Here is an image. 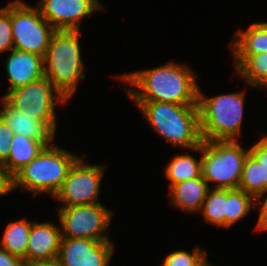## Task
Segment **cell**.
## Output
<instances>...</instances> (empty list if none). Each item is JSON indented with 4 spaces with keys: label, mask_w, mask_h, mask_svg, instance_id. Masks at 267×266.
<instances>
[{
    "label": "cell",
    "mask_w": 267,
    "mask_h": 266,
    "mask_svg": "<svg viewBox=\"0 0 267 266\" xmlns=\"http://www.w3.org/2000/svg\"><path fill=\"white\" fill-rule=\"evenodd\" d=\"M116 78L134 86L133 90L123 89L133 102L198 105L199 87L194 72L187 65L169 62L152 69L134 71Z\"/></svg>",
    "instance_id": "1"
},
{
    "label": "cell",
    "mask_w": 267,
    "mask_h": 266,
    "mask_svg": "<svg viewBox=\"0 0 267 266\" xmlns=\"http://www.w3.org/2000/svg\"><path fill=\"white\" fill-rule=\"evenodd\" d=\"M153 130L172 146L190 149L202 143L198 105L135 102Z\"/></svg>",
    "instance_id": "2"
},
{
    "label": "cell",
    "mask_w": 267,
    "mask_h": 266,
    "mask_svg": "<svg viewBox=\"0 0 267 266\" xmlns=\"http://www.w3.org/2000/svg\"><path fill=\"white\" fill-rule=\"evenodd\" d=\"M78 158L77 155L50 144L9 180V192L21 188L33 192V197L50 192L49 195L54 198Z\"/></svg>",
    "instance_id": "3"
},
{
    "label": "cell",
    "mask_w": 267,
    "mask_h": 266,
    "mask_svg": "<svg viewBox=\"0 0 267 266\" xmlns=\"http://www.w3.org/2000/svg\"><path fill=\"white\" fill-rule=\"evenodd\" d=\"M79 31H56L43 56L44 76L68 100L84 80Z\"/></svg>",
    "instance_id": "4"
},
{
    "label": "cell",
    "mask_w": 267,
    "mask_h": 266,
    "mask_svg": "<svg viewBox=\"0 0 267 266\" xmlns=\"http://www.w3.org/2000/svg\"><path fill=\"white\" fill-rule=\"evenodd\" d=\"M243 92L206 98L198 89V109L202 141H237L244 113Z\"/></svg>",
    "instance_id": "5"
},
{
    "label": "cell",
    "mask_w": 267,
    "mask_h": 266,
    "mask_svg": "<svg viewBox=\"0 0 267 266\" xmlns=\"http://www.w3.org/2000/svg\"><path fill=\"white\" fill-rule=\"evenodd\" d=\"M239 141H202L193 152L200 153L202 178L208 183L215 182L214 189L239 188L242 171L249 149Z\"/></svg>",
    "instance_id": "6"
},
{
    "label": "cell",
    "mask_w": 267,
    "mask_h": 266,
    "mask_svg": "<svg viewBox=\"0 0 267 266\" xmlns=\"http://www.w3.org/2000/svg\"><path fill=\"white\" fill-rule=\"evenodd\" d=\"M3 98L31 119L43 121L54 133L56 103L67 101L45 76L9 91Z\"/></svg>",
    "instance_id": "7"
},
{
    "label": "cell",
    "mask_w": 267,
    "mask_h": 266,
    "mask_svg": "<svg viewBox=\"0 0 267 266\" xmlns=\"http://www.w3.org/2000/svg\"><path fill=\"white\" fill-rule=\"evenodd\" d=\"M11 25L14 49L44 56L56 30L34 8L22 0L11 2Z\"/></svg>",
    "instance_id": "8"
},
{
    "label": "cell",
    "mask_w": 267,
    "mask_h": 266,
    "mask_svg": "<svg viewBox=\"0 0 267 266\" xmlns=\"http://www.w3.org/2000/svg\"><path fill=\"white\" fill-rule=\"evenodd\" d=\"M113 212L101 203L60 207L58 211L62 238H83L110 241L104 235L109 229Z\"/></svg>",
    "instance_id": "9"
},
{
    "label": "cell",
    "mask_w": 267,
    "mask_h": 266,
    "mask_svg": "<svg viewBox=\"0 0 267 266\" xmlns=\"http://www.w3.org/2000/svg\"><path fill=\"white\" fill-rule=\"evenodd\" d=\"M105 168L103 165H88L79 157L54 198L64 203L61 207L100 203L99 189Z\"/></svg>",
    "instance_id": "10"
},
{
    "label": "cell",
    "mask_w": 267,
    "mask_h": 266,
    "mask_svg": "<svg viewBox=\"0 0 267 266\" xmlns=\"http://www.w3.org/2000/svg\"><path fill=\"white\" fill-rule=\"evenodd\" d=\"M36 5L56 31H79L83 18L103 8L99 0H40Z\"/></svg>",
    "instance_id": "11"
},
{
    "label": "cell",
    "mask_w": 267,
    "mask_h": 266,
    "mask_svg": "<svg viewBox=\"0 0 267 266\" xmlns=\"http://www.w3.org/2000/svg\"><path fill=\"white\" fill-rule=\"evenodd\" d=\"M114 244L83 238H61L57 260L62 266H107Z\"/></svg>",
    "instance_id": "12"
},
{
    "label": "cell",
    "mask_w": 267,
    "mask_h": 266,
    "mask_svg": "<svg viewBox=\"0 0 267 266\" xmlns=\"http://www.w3.org/2000/svg\"><path fill=\"white\" fill-rule=\"evenodd\" d=\"M61 238L60 227L56 224L32 222L24 265L57 259Z\"/></svg>",
    "instance_id": "13"
},
{
    "label": "cell",
    "mask_w": 267,
    "mask_h": 266,
    "mask_svg": "<svg viewBox=\"0 0 267 266\" xmlns=\"http://www.w3.org/2000/svg\"><path fill=\"white\" fill-rule=\"evenodd\" d=\"M239 189L254 198L267 191V135L249 148Z\"/></svg>",
    "instance_id": "14"
},
{
    "label": "cell",
    "mask_w": 267,
    "mask_h": 266,
    "mask_svg": "<svg viewBox=\"0 0 267 266\" xmlns=\"http://www.w3.org/2000/svg\"><path fill=\"white\" fill-rule=\"evenodd\" d=\"M6 61V72L10 88L6 94L44 76L43 57L12 49Z\"/></svg>",
    "instance_id": "15"
},
{
    "label": "cell",
    "mask_w": 267,
    "mask_h": 266,
    "mask_svg": "<svg viewBox=\"0 0 267 266\" xmlns=\"http://www.w3.org/2000/svg\"><path fill=\"white\" fill-rule=\"evenodd\" d=\"M53 140H36L14 134L8 158L0 165L4 176L10 180L20 169L29 164Z\"/></svg>",
    "instance_id": "16"
},
{
    "label": "cell",
    "mask_w": 267,
    "mask_h": 266,
    "mask_svg": "<svg viewBox=\"0 0 267 266\" xmlns=\"http://www.w3.org/2000/svg\"><path fill=\"white\" fill-rule=\"evenodd\" d=\"M0 117L8 124L14 134L36 140H53L55 133L43 122L31 119L20 110L13 108L4 98Z\"/></svg>",
    "instance_id": "17"
},
{
    "label": "cell",
    "mask_w": 267,
    "mask_h": 266,
    "mask_svg": "<svg viewBox=\"0 0 267 266\" xmlns=\"http://www.w3.org/2000/svg\"><path fill=\"white\" fill-rule=\"evenodd\" d=\"M209 189L210 187L202 175L171 185V204L185 212H198L202 208Z\"/></svg>",
    "instance_id": "18"
},
{
    "label": "cell",
    "mask_w": 267,
    "mask_h": 266,
    "mask_svg": "<svg viewBox=\"0 0 267 266\" xmlns=\"http://www.w3.org/2000/svg\"><path fill=\"white\" fill-rule=\"evenodd\" d=\"M230 43L233 56H252L267 52V22L250 25L246 30H238Z\"/></svg>",
    "instance_id": "19"
},
{
    "label": "cell",
    "mask_w": 267,
    "mask_h": 266,
    "mask_svg": "<svg viewBox=\"0 0 267 266\" xmlns=\"http://www.w3.org/2000/svg\"><path fill=\"white\" fill-rule=\"evenodd\" d=\"M236 74L250 87L261 88L267 81V52L252 56H234Z\"/></svg>",
    "instance_id": "20"
},
{
    "label": "cell",
    "mask_w": 267,
    "mask_h": 266,
    "mask_svg": "<svg viewBox=\"0 0 267 266\" xmlns=\"http://www.w3.org/2000/svg\"><path fill=\"white\" fill-rule=\"evenodd\" d=\"M31 223L25 218L10 222L3 233L1 247L11 255L24 260L28 248Z\"/></svg>",
    "instance_id": "21"
},
{
    "label": "cell",
    "mask_w": 267,
    "mask_h": 266,
    "mask_svg": "<svg viewBox=\"0 0 267 266\" xmlns=\"http://www.w3.org/2000/svg\"><path fill=\"white\" fill-rule=\"evenodd\" d=\"M202 160H196L191 155H177L166 166L165 176L171 185L202 175Z\"/></svg>",
    "instance_id": "22"
},
{
    "label": "cell",
    "mask_w": 267,
    "mask_h": 266,
    "mask_svg": "<svg viewBox=\"0 0 267 266\" xmlns=\"http://www.w3.org/2000/svg\"><path fill=\"white\" fill-rule=\"evenodd\" d=\"M226 208L227 189H209L200 211L204 221L225 227Z\"/></svg>",
    "instance_id": "23"
},
{
    "label": "cell",
    "mask_w": 267,
    "mask_h": 266,
    "mask_svg": "<svg viewBox=\"0 0 267 266\" xmlns=\"http://www.w3.org/2000/svg\"><path fill=\"white\" fill-rule=\"evenodd\" d=\"M255 198L243 190L227 189V208L225 214V228L230 227L237 221L247 216Z\"/></svg>",
    "instance_id": "24"
},
{
    "label": "cell",
    "mask_w": 267,
    "mask_h": 266,
    "mask_svg": "<svg viewBox=\"0 0 267 266\" xmlns=\"http://www.w3.org/2000/svg\"><path fill=\"white\" fill-rule=\"evenodd\" d=\"M206 255L199 247H195L191 253L185 250L174 251L167 255L161 266H196Z\"/></svg>",
    "instance_id": "25"
},
{
    "label": "cell",
    "mask_w": 267,
    "mask_h": 266,
    "mask_svg": "<svg viewBox=\"0 0 267 266\" xmlns=\"http://www.w3.org/2000/svg\"><path fill=\"white\" fill-rule=\"evenodd\" d=\"M11 2L0 9V53L13 49Z\"/></svg>",
    "instance_id": "26"
},
{
    "label": "cell",
    "mask_w": 267,
    "mask_h": 266,
    "mask_svg": "<svg viewBox=\"0 0 267 266\" xmlns=\"http://www.w3.org/2000/svg\"><path fill=\"white\" fill-rule=\"evenodd\" d=\"M13 136L12 129L0 117V165L8 158Z\"/></svg>",
    "instance_id": "27"
},
{
    "label": "cell",
    "mask_w": 267,
    "mask_h": 266,
    "mask_svg": "<svg viewBox=\"0 0 267 266\" xmlns=\"http://www.w3.org/2000/svg\"><path fill=\"white\" fill-rule=\"evenodd\" d=\"M265 194H267V191L256 196L255 197V204H254V205L258 204L259 210H260L256 229L259 231L262 230V232L264 230H267V196H265ZM262 197H263V200L261 201Z\"/></svg>",
    "instance_id": "28"
},
{
    "label": "cell",
    "mask_w": 267,
    "mask_h": 266,
    "mask_svg": "<svg viewBox=\"0 0 267 266\" xmlns=\"http://www.w3.org/2000/svg\"><path fill=\"white\" fill-rule=\"evenodd\" d=\"M0 266H25L23 260L11 255L0 246Z\"/></svg>",
    "instance_id": "29"
},
{
    "label": "cell",
    "mask_w": 267,
    "mask_h": 266,
    "mask_svg": "<svg viewBox=\"0 0 267 266\" xmlns=\"http://www.w3.org/2000/svg\"><path fill=\"white\" fill-rule=\"evenodd\" d=\"M9 192V180L4 176L0 166V196Z\"/></svg>",
    "instance_id": "30"
},
{
    "label": "cell",
    "mask_w": 267,
    "mask_h": 266,
    "mask_svg": "<svg viewBox=\"0 0 267 266\" xmlns=\"http://www.w3.org/2000/svg\"><path fill=\"white\" fill-rule=\"evenodd\" d=\"M31 266H62V265L57 259H55L51 261L37 262L32 264Z\"/></svg>",
    "instance_id": "31"
},
{
    "label": "cell",
    "mask_w": 267,
    "mask_h": 266,
    "mask_svg": "<svg viewBox=\"0 0 267 266\" xmlns=\"http://www.w3.org/2000/svg\"><path fill=\"white\" fill-rule=\"evenodd\" d=\"M263 88H266L267 89V81L261 86Z\"/></svg>",
    "instance_id": "32"
}]
</instances>
